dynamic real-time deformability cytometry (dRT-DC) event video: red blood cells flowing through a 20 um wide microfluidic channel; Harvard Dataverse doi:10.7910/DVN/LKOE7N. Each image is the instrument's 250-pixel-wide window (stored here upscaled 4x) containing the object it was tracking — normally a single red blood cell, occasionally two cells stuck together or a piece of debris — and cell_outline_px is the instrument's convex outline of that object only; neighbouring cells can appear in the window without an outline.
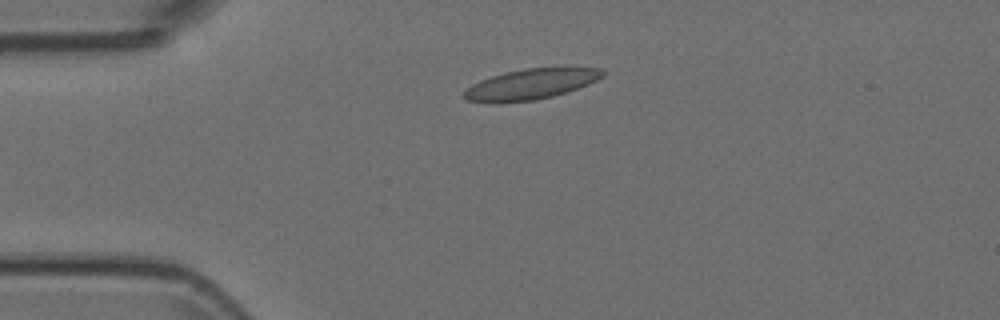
{"species": "Egyptian fruit bat (a non-hibernating species)", "species_latin": "Rousettus aegyptiacus", "temperature_condition": "room temperature", "stored_images_in_passage": 32, "camera_frame_rate_fps": 3000, "um_per_image_px": 0.085, "animal": {"sex": "female"}, "frame": {"image": 1, "passage_image": 2, "time_ms": 0.333, "image_size_px": [1000, 320], "cell_outline_px": [[604, 76], [588, 84], [552, 96], [532, 100], [496, 104], [492, 104], [464, 100], [460, 96], [472, 84], [480, 80], [504, 72], [524, 68], [600, 68], [604, 72]], "centroid_in_image_um": [45.01, 7.17], "position_along_channel_um": 40.0, "area_um2": 24.62}}
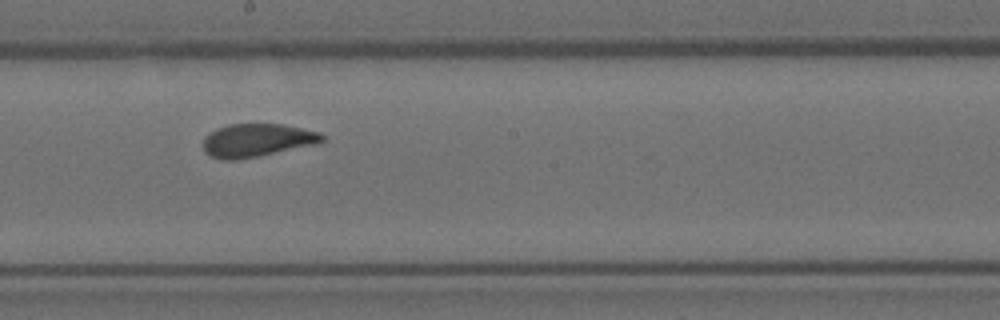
{"frame": {"image": 2, "passage_image": 19, "time_ms": 6.0, "image_size_px": [1000, 320], "cell_outline_px": [[324, 140], [320, 144], [236, 160], [224, 160], [212, 156], [204, 152], [204, 136], [216, 128], [228, 124], [284, 124], [320, 132], [324, 136]], "centroid_in_image_um": [21.87, 11.92], "position_along_channel_um": 226.3, "area_um2": 23.12}}
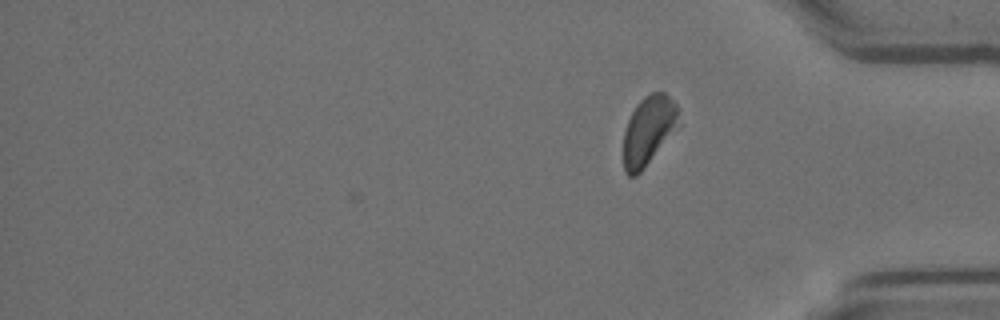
{"frame": {"image": 3, "passage_image": 32, "time_ms": 10.333, "image_size_px": [1000, 320], "cell_outline_px": [[680, 128], [640, 172], [636, 176], [628, 176], [624, 172], [624, 132], [628, 120], [636, 104], [644, 96], [652, 92], [664, 92], [676, 104], [680, 124]], "centroid_in_image_um": [55.15, 11.1], "position_along_channel_um": 380.1, "area_um2": 22.48}}